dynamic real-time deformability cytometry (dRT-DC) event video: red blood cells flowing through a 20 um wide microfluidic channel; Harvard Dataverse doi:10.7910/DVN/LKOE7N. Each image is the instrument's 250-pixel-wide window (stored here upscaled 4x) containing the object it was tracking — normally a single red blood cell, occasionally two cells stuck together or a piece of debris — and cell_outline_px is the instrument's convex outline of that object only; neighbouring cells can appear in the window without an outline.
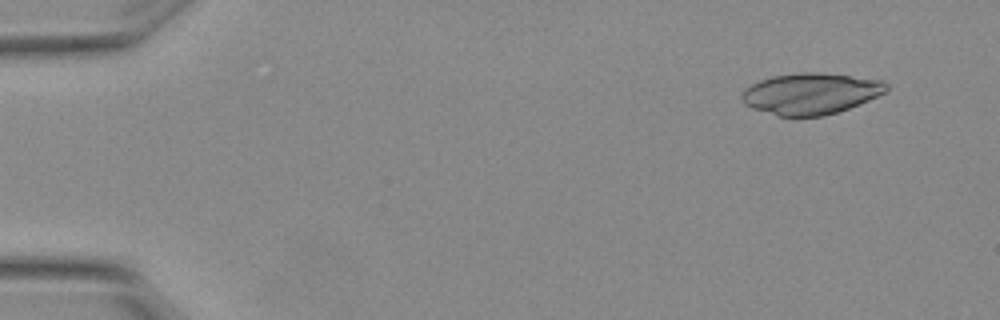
{"species": "Egyptian fruit bat (a non-hibernating species)", "species_latin": "Rousettus aegyptiacus", "temperature_condition": "warm", "stored_images_in_passage": 4, "camera_frame_rate_fps": 3000, "um_per_image_px": 0.085, "animal": {"sex": "female"}, "frame": {"image": 1, "passage_image": 2, "time_ms": 0.333, "image_size_px": [1000, 320], "cell_outline_px": [[888, 88], [884, 92], [868, 100], [848, 108], [824, 116], [780, 116], [752, 108], [744, 104], [740, 96], [744, 88], [760, 80], [772, 76], [800, 72], [820, 72], [880, 80], [888, 84]], "centroid_in_image_um": [68.86, 7.95], "position_along_channel_um": 16.1, "area_um2": 34.51}}